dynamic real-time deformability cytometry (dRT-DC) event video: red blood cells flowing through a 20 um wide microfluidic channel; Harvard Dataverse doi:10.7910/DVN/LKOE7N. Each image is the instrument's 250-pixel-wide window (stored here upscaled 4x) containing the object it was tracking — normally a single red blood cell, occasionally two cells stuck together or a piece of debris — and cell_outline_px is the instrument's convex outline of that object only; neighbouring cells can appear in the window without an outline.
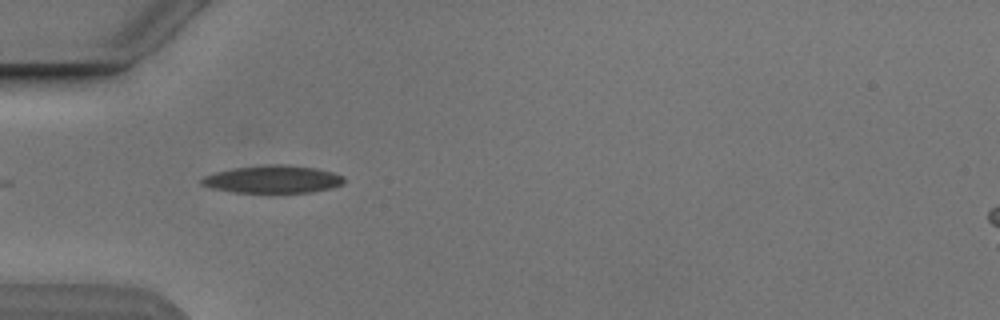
{"species": "Egyptian fruit bat (a non-hibernating species)", "species_latin": "Rousettus aegyptiacus", "temperature_condition": "cold", "stored_images_in_passage": 4, "camera_frame_rate_fps": 3000, "um_per_image_px": 0.085, "animal": {"sex": "male"}, "frame": {"image": 1, "passage_image": 3, "time_ms": 2.333, "image_size_px": [1000, 320], "cell_outline_px": [[344, 184], [332, 188], [312, 192], [232, 192], [212, 188], [200, 184], [200, 180], [204, 176], [216, 172], [232, 168], [264, 164], [288, 164], [316, 168], [332, 172], [344, 176]], "centroid_in_image_um": [23.2, 15.22], "position_along_channel_um": 61.8, "area_um2": 23.12}}
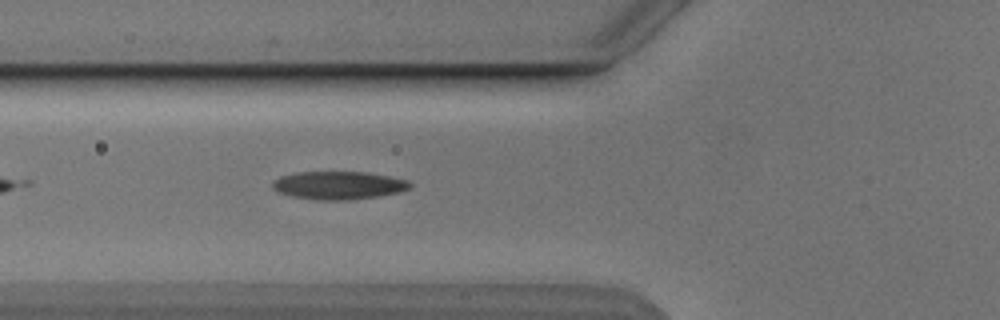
{"frame": {"image": 2, "passage_image": 4, "time_ms": 3.333, "image_size_px": [1000, 320], "cell_outline_px": [[412, 188], [400, 192], [376, 196], [348, 200], [320, 200], [292, 196], [280, 192], [272, 188], [272, 180], [280, 176], [296, 172], [368, 172], [408, 180], [412, 184]], "centroid_in_image_um": [28.79, 15.74], "position_along_channel_um": 97.0, "area_um2": 22.48}}